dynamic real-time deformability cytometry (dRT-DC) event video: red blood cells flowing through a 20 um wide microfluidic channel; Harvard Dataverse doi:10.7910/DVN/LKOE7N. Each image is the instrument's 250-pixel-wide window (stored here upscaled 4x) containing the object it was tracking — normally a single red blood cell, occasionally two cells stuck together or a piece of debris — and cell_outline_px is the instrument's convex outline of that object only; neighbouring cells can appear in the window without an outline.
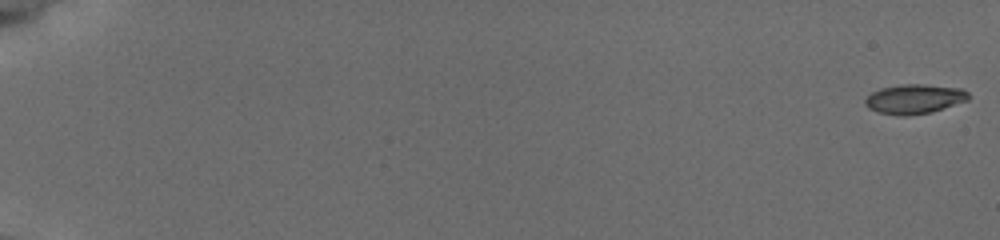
{"species": "common noctule bat (a hibernating species)", "species_latin": "Nyctalus noctula", "temperature_condition": "cold", "stored_images_in_passage": 37, "camera_frame_rate_fps": 3000, "um_per_image_px": 0.085, "animal": {"sex": "female", "body_mass_g": 19.5, "forearm_length_mm": 54.1}, "frame": {"image": 1, "passage_image": 1, "time_ms": 0.0, "image_size_px": [1000, 240], "cell_outline_px": [[968, 100], [928, 112], [904, 116], [900, 116], [876, 112], [868, 108], [864, 104], [864, 100], [872, 92], [880, 88], [900, 84], [924, 84], [964, 88], [968, 92]], "centroid_in_image_um": [77.68, 8.4], "position_along_channel_um": 7.3, "area_um2": 17.74}}
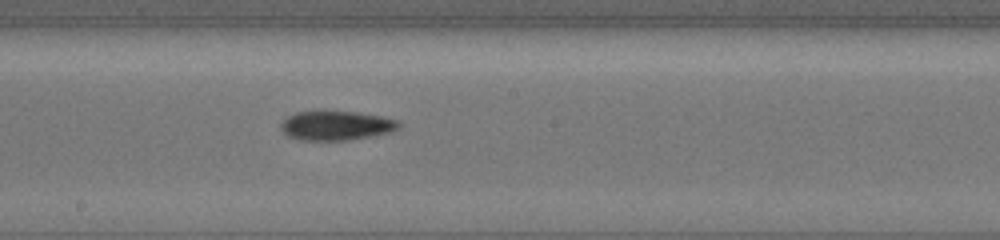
{"frame": {"image": 2, "passage_image": 23, "time_ms": 11.0, "image_size_px": [1000, 240], "cell_outline_px": [[400, 124], [396, 128], [388, 132], [348, 140], [300, 140], [288, 136], [280, 128], [280, 124], [288, 116], [296, 112], [356, 112], [380, 116], [396, 120]], "centroid_in_image_um": [28.51, 10.68], "position_along_channel_um": 219.7, "area_um2": 19.59}}
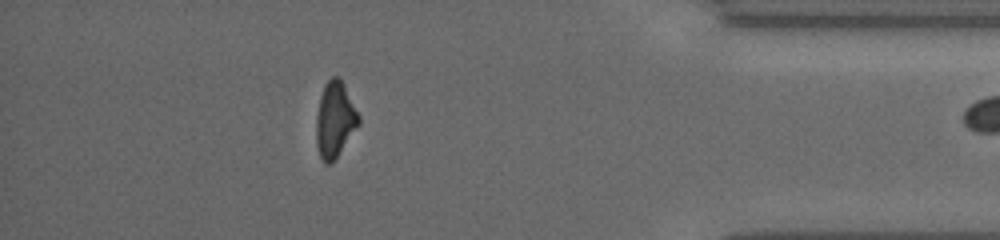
{"frame": {"image": 3, "passage_image": 36, "time_ms": 16.667, "image_size_px": [1000, 240], "cell_outline_px": [[360, 124], [332, 164], [324, 164], [320, 156], [316, 144], [316, 116], [320, 96], [324, 84], [332, 76], [340, 76], [360, 116]], "centroid_in_image_um": [28.47, 10.17], "position_along_channel_um": 406.7, "area_um2": 19.02}}